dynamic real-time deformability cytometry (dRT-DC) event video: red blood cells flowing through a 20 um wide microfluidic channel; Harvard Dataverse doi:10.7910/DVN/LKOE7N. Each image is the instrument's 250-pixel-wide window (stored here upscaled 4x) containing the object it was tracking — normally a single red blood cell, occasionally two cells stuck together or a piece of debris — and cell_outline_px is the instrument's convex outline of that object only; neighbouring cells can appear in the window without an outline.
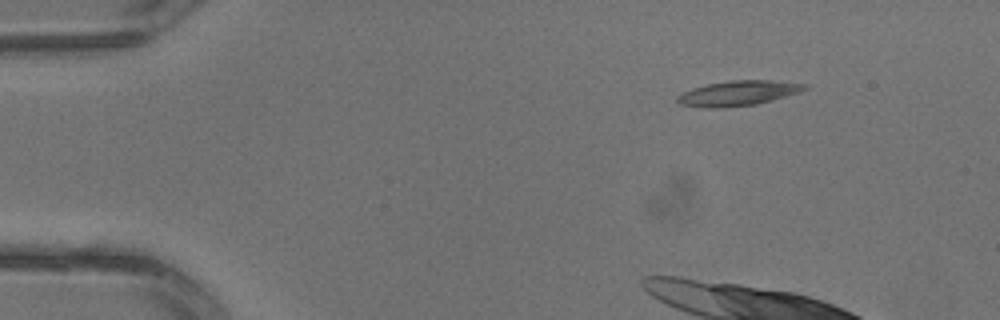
{"species": "common noctule bat (a hibernating species)", "species_latin": "Nyctalus noctula", "temperature_condition": "warm", "stored_images_in_passage": 3, "camera_frame_rate_fps": 3000, "um_per_image_px": 0.085, "animal": {"sex": "male", "body_mass_g": 13.3}, "frame": {"image": 1, "passage_image": 3, "time_ms": 0.667, "image_size_px": [1000, 320], "cell_outline_px": [[808, 88], [800, 92], [772, 100], [756, 104], [724, 108], [704, 108], [680, 104], [676, 100], [676, 96], [692, 88], [708, 84], [728, 80], [772, 80], [808, 84]], "centroid_in_image_um": [62.74, 7.92], "position_along_channel_um": 22.3, "area_um2": 18.67}}